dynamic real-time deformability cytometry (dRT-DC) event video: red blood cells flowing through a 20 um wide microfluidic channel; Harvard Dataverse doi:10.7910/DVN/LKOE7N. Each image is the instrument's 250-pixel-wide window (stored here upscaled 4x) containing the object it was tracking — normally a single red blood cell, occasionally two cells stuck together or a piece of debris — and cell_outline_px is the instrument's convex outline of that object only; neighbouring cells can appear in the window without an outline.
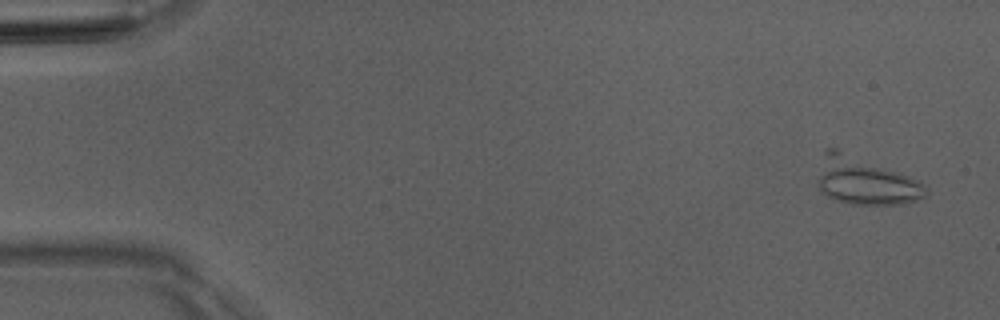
{"species": "Egyptian fruit bat (a non-hibernating species)", "species_latin": "Rousettus aegyptiacus", "temperature_condition": "room temperature", "stored_images_in_passage": 6, "camera_frame_rate_fps": 3000, "um_per_image_px": 0.085, "animal": {"sex": "male"}, "frame": {"image": 1, "passage_image": 2, "time_ms": 1.333, "image_size_px": [1000, 320], "cell_outline_px": [[928, 192], [924, 196], [916, 200], [904, 204], [852, 204], [836, 200], [820, 192], [820, 176], [824, 148], [836, 148], [920, 180], [928, 188]], "centroid_in_image_um": [73.59, 15.39], "position_along_channel_um": 11.4, "area_um2": 29.54}}